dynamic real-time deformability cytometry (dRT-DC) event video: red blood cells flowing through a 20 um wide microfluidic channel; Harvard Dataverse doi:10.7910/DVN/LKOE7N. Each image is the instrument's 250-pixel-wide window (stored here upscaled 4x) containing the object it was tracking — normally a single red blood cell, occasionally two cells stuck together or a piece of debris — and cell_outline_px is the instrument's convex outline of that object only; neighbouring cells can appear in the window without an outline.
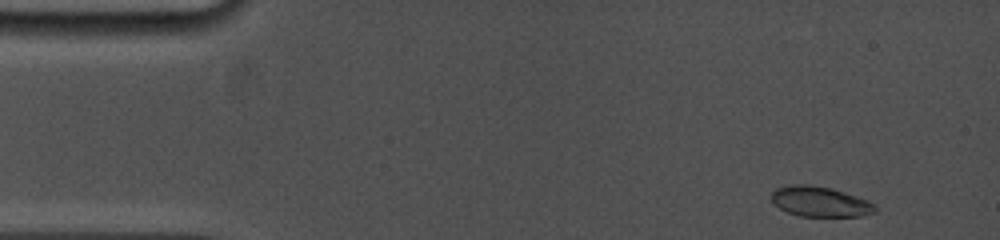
{"species": "common noctule bat (a hibernating species)", "species_latin": "Nyctalus noctula", "temperature_condition": "cold", "stored_images_in_passage": 14, "camera_frame_rate_fps": 5000, "um_per_image_px": 0.085, "animal": {"sex": "female", "body_mass_g": 19.0, "forearm_length_mm": 53.3}, "frame": {"image": 1, "passage_image": 1, "time_ms": 0.0, "image_size_px": [1000, 240], "cell_outline_px": [[876, 212], [860, 216], [800, 216], [788, 212], [780, 208], [772, 200], [772, 192], [776, 188], [792, 184], [808, 184], [832, 188], [868, 200], [876, 204]], "centroid_in_image_um": [69.73, 17.13], "position_along_channel_um": 15.3, "area_um2": 18.21}}